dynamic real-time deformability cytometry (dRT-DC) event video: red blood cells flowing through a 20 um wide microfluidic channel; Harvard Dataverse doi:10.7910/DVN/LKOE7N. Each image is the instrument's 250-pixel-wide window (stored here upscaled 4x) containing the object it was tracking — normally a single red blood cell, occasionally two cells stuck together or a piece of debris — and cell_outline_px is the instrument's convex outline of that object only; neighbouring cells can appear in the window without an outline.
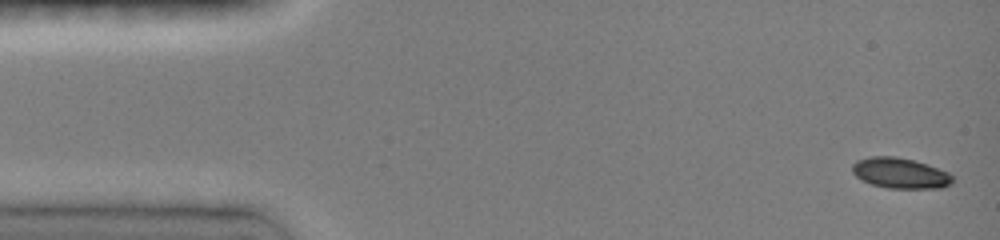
{"species": "common noctule bat (a hibernating species)", "species_latin": "Nyctalus noctula", "temperature_condition": "room temperature", "stored_images_in_passage": 25, "camera_frame_rate_fps": 3000, "um_per_image_px": 0.085, "animal": {"sex": "female", "body_mass_g": 19.0, "forearm_length_mm": 51.5}, "frame": {"image": 1, "passage_image": 1, "time_ms": 0.0, "image_size_px": [1000, 240], "cell_outline_px": [[952, 184], [940, 188], [888, 188], [872, 184], [860, 180], [852, 172], [852, 164], [856, 160], [868, 156], [896, 156], [912, 160], [948, 172], [952, 176]], "centroid_in_image_um": [76.46, 14.71], "position_along_channel_um": 8.5, "area_um2": 17.8}}
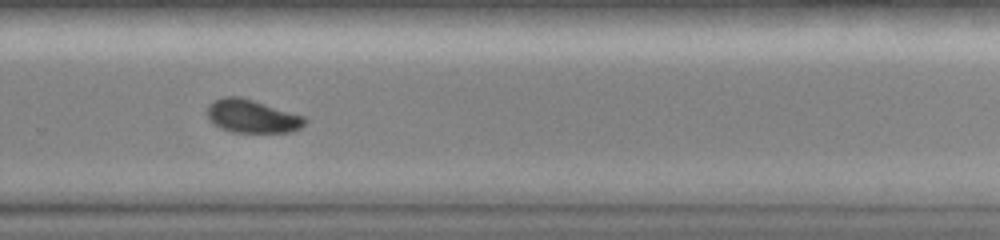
{"frame": {"image": 2, "passage_image": 24, "time_ms": 10.333, "image_size_px": [1000, 240], "cell_outline_px": [[308, 120], [300, 128], [292, 132], [232, 132], [220, 128], [208, 116], [208, 104], [224, 96], [240, 96], [304, 116]], "centroid_in_image_um": [21.45, 9.88], "position_along_channel_um": 308.3, "area_um2": 18.67}}